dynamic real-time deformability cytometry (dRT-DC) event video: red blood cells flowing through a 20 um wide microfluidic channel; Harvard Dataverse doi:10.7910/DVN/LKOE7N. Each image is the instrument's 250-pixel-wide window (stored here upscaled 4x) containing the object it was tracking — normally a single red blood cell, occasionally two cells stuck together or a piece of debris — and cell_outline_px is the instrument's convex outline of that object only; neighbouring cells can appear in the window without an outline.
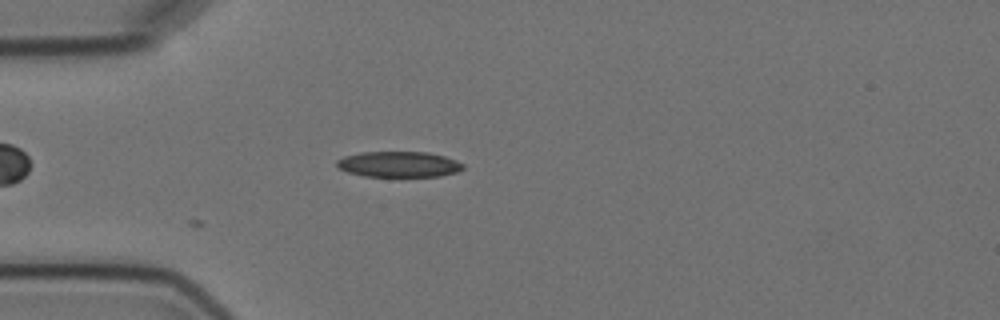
{"species": "Egyptian fruit bat (a non-hibernating species)", "species_latin": "Rousettus aegyptiacus", "temperature_condition": "cold", "stored_images_in_passage": 5, "camera_frame_rate_fps": 3000, "um_per_image_px": 0.085, "animal": {"sex": "female"}, "frame": {"image": 1, "passage_image": 5, "time_ms": 4.667, "image_size_px": [1000, 320], "cell_outline_px": [[464, 168], [456, 172], [440, 176], [364, 176], [348, 172], [336, 168], [336, 160], [344, 156], [360, 152], [428, 152], [444, 156], [456, 160], [464, 164]], "centroid_in_image_um": [33.87, 13.96], "position_along_channel_um": 51.1, "area_um2": 18.96}}